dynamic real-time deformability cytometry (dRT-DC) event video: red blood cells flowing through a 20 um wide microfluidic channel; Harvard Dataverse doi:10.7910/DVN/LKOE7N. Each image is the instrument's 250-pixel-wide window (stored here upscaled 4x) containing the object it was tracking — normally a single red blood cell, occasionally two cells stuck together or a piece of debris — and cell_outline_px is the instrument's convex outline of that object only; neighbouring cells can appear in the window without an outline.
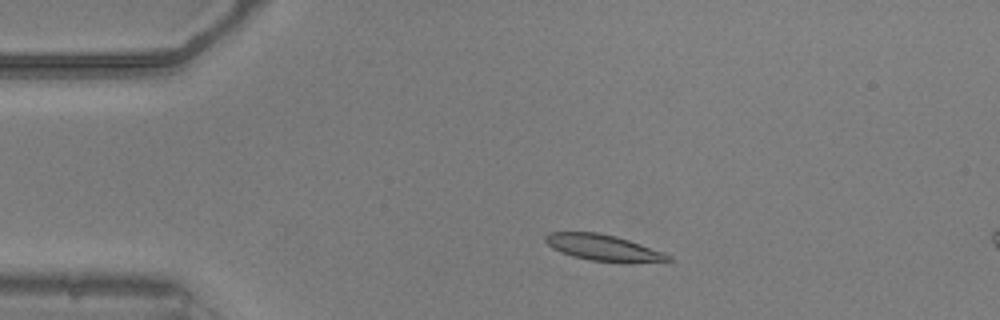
{"species": "common noctule bat (a hibernating species)", "species_latin": "Nyctalus noctula", "temperature_condition": "warm", "stored_images_in_passage": 10, "camera_frame_rate_fps": 3000, "um_per_image_px": 0.085, "animal": {"sex": "male", "body_mass_g": 20.5, "forearm_length_mm": 52.5}, "frame": {"image": 1, "passage_image": 4, "time_ms": 1.0, "image_size_px": [1000, 320], "cell_outline_px": [[672, 260], [628, 264], [624, 264], [592, 260], [572, 256], [560, 252], [552, 248], [544, 240], [544, 236], [548, 232], [596, 232], [616, 236], [664, 252], [672, 256]], "centroid_in_image_um": [51.3, 21.07], "position_along_channel_um": 33.7, "area_um2": 19.02}}